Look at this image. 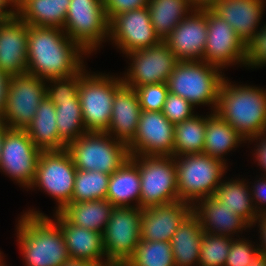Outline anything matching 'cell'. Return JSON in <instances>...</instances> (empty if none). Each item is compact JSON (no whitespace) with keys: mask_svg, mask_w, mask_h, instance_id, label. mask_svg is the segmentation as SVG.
<instances>
[{"mask_svg":"<svg viewBox=\"0 0 266 266\" xmlns=\"http://www.w3.org/2000/svg\"><path fill=\"white\" fill-rule=\"evenodd\" d=\"M62 32L59 28L28 25L26 73L50 80L83 69L79 53L85 51Z\"/></svg>","mask_w":266,"mask_h":266,"instance_id":"1","label":"cell"},{"mask_svg":"<svg viewBox=\"0 0 266 266\" xmlns=\"http://www.w3.org/2000/svg\"><path fill=\"white\" fill-rule=\"evenodd\" d=\"M215 112L245 140L266 134V91L249 86L234 87L224 77Z\"/></svg>","mask_w":266,"mask_h":266,"instance_id":"2","label":"cell"},{"mask_svg":"<svg viewBox=\"0 0 266 266\" xmlns=\"http://www.w3.org/2000/svg\"><path fill=\"white\" fill-rule=\"evenodd\" d=\"M23 216L18 238L27 266L65 264L70 257L60 226L37 211Z\"/></svg>","mask_w":266,"mask_h":266,"instance_id":"3","label":"cell"},{"mask_svg":"<svg viewBox=\"0 0 266 266\" xmlns=\"http://www.w3.org/2000/svg\"><path fill=\"white\" fill-rule=\"evenodd\" d=\"M218 69V66L204 64L203 60L179 61L169 76L168 90L193 106L214 104L216 107L219 88L224 80Z\"/></svg>","mask_w":266,"mask_h":266,"instance_id":"4","label":"cell"},{"mask_svg":"<svg viewBox=\"0 0 266 266\" xmlns=\"http://www.w3.org/2000/svg\"><path fill=\"white\" fill-rule=\"evenodd\" d=\"M107 132H86L66 146L77 170L113 174L128 158V146L111 141ZM108 136V137H107Z\"/></svg>","mask_w":266,"mask_h":266,"instance_id":"5","label":"cell"},{"mask_svg":"<svg viewBox=\"0 0 266 266\" xmlns=\"http://www.w3.org/2000/svg\"><path fill=\"white\" fill-rule=\"evenodd\" d=\"M180 161H175L179 200L189 202L213 196L226 169L224 160L196 153L185 154Z\"/></svg>","mask_w":266,"mask_h":266,"instance_id":"6","label":"cell"},{"mask_svg":"<svg viewBox=\"0 0 266 266\" xmlns=\"http://www.w3.org/2000/svg\"><path fill=\"white\" fill-rule=\"evenodd\" d=\"M141 219L142 208L138 206H114L102 234L107 262L123 266L133 255L141 240Z\"/></svg>","mask_w":266,"mask_h":266,"instance_id":"7","label":"cell"},{"mask_svg":"<svg viewBox=\"0 0 266 266\" xmlns=\"http://www.w3.org/2000/svg\"><path fill=\"white\" fill-rule=\"evenodd\" d=\"M112 79V80H111ZM83 74L78 96L87 132H106L112 116L113 99L123 79Z\"/></svg>","mask_w":266,"mask_h":266,"instance_id":"8","label":"cell"},{"mask_svg":"<svg viewBox=\"0 0 266 266\" xmlns=\"http://www.w3.org/2000/svg\"><path fill=\"white\" fill-rule=\"evenodd\" d=\"M144 157V158H143ZM141 156L140 208L179 201L176 163L173 156Z\"/></svg>","mask_w":266,"mask_h":266,"instance_id":"9","label":"cell"},{"mask_svg":"<svg viewBox=\"0 0 266 266\" xmlns=\"http://www.w3.org/2000/svg\"><path fill=\"white\" fill-rule=\"evenodd\" d=\"M63 27L67 36L86 53L93 51L109 34L103 0H70Z\"/></svg>","mask_w":266,"mask_h":266,"instance_id":"10","label":"cell"},{"mask_svg":"<svg viewBox=\"0 0 266 266\" xmlns=\"http://www.w3.org/2000/svg\"><path fill=\"white\" fill-rule=\"evenodd\" d=\"M77 168L66 149L42 151L38 160L34 185L44 188L59 202L60 212L71 202Z\"/></svg>","mask_w":266,"mask_h":266,"instance_id":"11","label":"cell"},{"mask_svg":"<svg viewBox=\"0 0 266 266\" xmlns=\"http://www.w3.org/2000/svg\"><path fill=\"white\" fill-rule=\"evenodd\" d=\"M44 87L43 80L37 76L29 73L13 75L5 111L0 120L9 123L6 125L11 129H25L35 117L40 102L46 97L47 88Z\"/></svg>","mask_w":266,"mask_h":266,"instance_id":"12","label":"cell"},{"mask_svg":"<svg viewBox=\"0 0 266 266\" xmlns=\"http://www.w3.org/2000/svg\"><path fill=\"white\" fill-rule=\"evenodd\" d=\"M25 129L5 132L0 152V169L24 186H32L41 154Z\"/></svg>","mask_w":266,"mask_h":266,"instance_id":"13","label":"cell"},{"mask_svg":"<svg viewBox=\"0 0 266 266\" xmlns=\"http://www.w3.org/2000/svg\"><path fill=\"white\" fill-rule=\"evenodd\" d=\"M174 127L162 111H141L134 139L127 145L130 156H173ZM140 154V155H139Z\"/></svg>","mask_w":266,"mask_h":266,"instance_id":"14","label":"cell"},{"mask_svg":"<svg viewBox=\"0 0 266 266\" xmlns=\"http://www.w3.org/2000/svg\"><path fill=\"white\" fill-rule=\"evenodd\" d=\"M133 58L132 68L123 83L131 88L142 85L167 83L179 62L164 41L159 44L127 53Z\"/></svg>","mask_w":266,"mask_h":266,"instance_id":"15","label":"cell"},{"mask_svg":"<svg viewBox=\"0 0 266 266\" xmlns=\"http://www.w3.org/2000/svg\"><path fill=\"white\" fill-rule=\"evenodd\" d=\"M203 61L223 67L235 61H246V44L232 26L207 9V38Z\"/></svg>","mask_w":266,"mask_h":266,"instance_id":"16","label":"cell"},{"mask_svg":"<svg viewBox=\"0 0 266 266\" xmlns=\"http://www.w3.org/2000/svg\"><path fill=\"white\" fill-rule=\"evenodd\" d=\"M109 33L126 54L162 41L155 33L147 6L114 15L109 20Z\"/></svg>","mask_w":266,"mask_h":266,"instance_id":"17","label":"cell"},{"mask_svg":"<svg viewBox=\"0 0 266 266\" xmlns=\"http://www.w3.org/2000/svg\"><path fill=\"white\" fill-rule=\"evenodd\" d=\"M207 38V9L194 10L164 40L179 61L203 60ZM196 57V58H195Z\"/></svg>","mask_w":266,"mask_h":266,"instance_id":"18","label":"cell"},{"mask_svg":"<svg viewBox=\"0 0 266 266\" xmlns=\"http://www.w3.org/2000/svg\"><path fill=\"white\" fill-rule=\"evenodd\" d=\"M28 24L17 14L0 21V70L13 75L27 71Z\"/></svg>","mask_w":266,"mask_h":266,"instance_id":"19","label":"cell"},{"mask_svg":"<svg viewBox=\"0 0 266 266\" xmlns=\"http://www.w3.org/2000/svg\"><path fill=\"white\" fill-rule=\"evenodd\" d=\"M186 201L142 209L141 240L170 242L183 220L193 211Z\"/></svg>","mask_w":266,"mask_h":266,"instance_id":"20","label":"cell"},{"mask_svg":"<svg viewBox=\"0 0 266 266\" xmlns=\"http://www.w3.org/2000/svg\"><path fill=\"white\" fill-rule=\"evenodd\" d=\"M139 97L136 89L123 84L116 92L113 105L112 116L107 129V133H116L117 140L128 145L136 133L140 114Z\"/></svg>","mask_w":266,"mask_h":266,"instance_id":"21","label":"cell"},{"mask_svg":"<svg viewBox=\"0 0 266 266\" xmlns=\"http://www.w3.org/2000/svg\"><path fill=\"white\" fill-rule=\"evenodd\" d=\"M263 3V0H219L211 10L229 23L246 44L257 33Z\"/></svg>","mask_w":266,"mask_h":266,"instance_id":"22","label":"cell"},{"mask_svg":"<svg viewBox=\"0 0 266 266\" xmlns=\"http://www.w3.org/2000/svg\"><path fill=\"white\" fill-rule=\"evenodd\" d=\"M70 259L79 261L103 263L104 255L102 233L95 232L69 223L59 212H56Z\"/></svg>","mask_w":266,"mask_h":266,"instance_id":"23","label":"cell"},{"mask_svg":"<svg viewBox=\"0 0 266 266\" xmlns=\"http://www.w3.org/2000/svg\"><path fill=\"white\" fill-rule=\"evenodd\" d=\"M55 104L47 96L40 102L32 122L25 128L30 139L41 151H60L66 144L59 138Z\"/></svg>","mask_w":266,"mask_h":266,"instance_id":"24","label":"cell"},{"mask_svg":"<svg viewBox=\"0 0 266 266\" xmlns=\"http://www.w3.org/2000/svg\"><path fill=\"white\" fill-rule=\"evenodd\" d=\"M204 231L197 216L191 212L170 240L174 266H192L198 262Z\"/></svg>","mask_w":266,"mask_h":266,"instance_id":"25","label":"cell"},{"mask_svg":"<svg viewBox=\"0 0 266 266\" xmlns=\"http://www.w3.org/2000/svg\"><path fill=\"white\" fill-rule=\"evenodd\" d=\"M138 155L130 156L126 162L109 179L106 199L113 206L129 207V201L137 200L140 207V172Z\"/></svg>","mask_w":266,"mask_h":266,"instance_id":"26","label":"cell"},{"mask_svg":"<svg viewBox=\"0 0 266 266\" xmlns=\"http://www.w3.org/2000/svg\"><path fill=\"white\" fill-rule=\"evenodd\" d=\"M113 208L114 206L107 199H97L76 203L70 202L59 213L74 226L103 234Z\"/></svg>","mask_w":266,"mask_h":266,"instance_id":"27","label":"cell"},{"mask_svg":"<svg viewBox=\"0 0 266 266\" xmlns=\"http://www.w3.org/2000/svg\"><path fill=\"white\" fill-rule=\"evenodd\" d=\"M203 199L200 200L202 202L201 208H196L195 206L192 208V212L199 219L204 232L211 233L209 230L214 227L220 233L212 232L211 234L228 236L231 231H239L240 228L248 224L242 217L234 214L232 210L225 207V204L218 201L214 196L204 197Z\"/></svg>","mask_w":266,"mask_h":266,"instance_id":"28","label":"cell"},{"mask_svg":"<svg viewBox=\"0 0 266 266\" xmlns=\"http://www.w3.org/2000/svg\"><path fill=\"white\" fill-rule=\"evenodd\" d=\"M69 4L70 0H26L16 14L28 25L63 29Z\"/></svg>","mask_w":266,"mask_h":266,"instance_id":"29","label":"cell"},{"mask_svg":"<svg viewBox=\"0 0 266 266\" xmlns=\"http://www.w3.org/2000/svg\"><path fill=\"white\" fill-rule=\"evenodd\" d=\"M244 138L216 112L206 118L203 153L221 159V155L235 148Z\"/></svg>","mask_w":266,"mask_h":266,"instance_id":"30","label":"cell"},{"mask_svg":"<svg viewBox=\"0 0 266 266\" xmlns=\"http://www.w3.org/2000/svg\"><path fill=\"white\" fill-rule=\"evenodd\" d=\"M147 7L155 33L164 41L191 6L188 0H149Z\"/></svg>","mask_w":266,"mask_h":266,"instance_id":"31","label":"cell"},{"mask_svg":"<svg viewBox=\"0 0 266 266\" xmlns=\"http://www.w3.org/2000/svg\"><path fill=\"white\" fill-rule=\"evenodd\" d=\"M246 187V184L239 180L225 183L220 182L213 196L225 204V207L232 210L234 214L242 217L248 223V226H251L255 220L257 221L259 214H257L258 210H256V207L253 208L254 206H252L251 201L254 198L249 196L248 188Z\"/></svg>","mask_w":266,"mask_h":266,"instance_id":"32","label":"cell"},{"mask_svg":"<svg viewBox=\"0 0 266 266\" xmlns=\"http://www.w3.org/2000/svg\"><path fill=\"white\" fill-rule=\"evenodd\" d=\"M50 101L55 104V116L59 138L66 145L75 141L87 132L84 128L85 126L79 98Z\"/></svg>","mask_w":266,"mask_h":266,"instance_id":"33","label":"cell"},{"mask_svg":"<svg viewBox=\"0 0 266 266\" xmlns=\"http://www.w3.org/2000/svg\"><path fill=\"white\" fill-rule=\"evenodd\" d=\"M206 118L194 116L175 124L174 157L185 154L203 153Z\"/></svg>","mask_w":266,"mask_h":266,"instance_id":"34","label":"cell"},{"mask_svg":"<svg viewBox=\"0 0 266 266\" xmlns=\"http://www.w3.org/2000/svg\"><path fill=\"white\" fill-rule=\"evenodd\" d=\"M110 176L96 170H77L71 202L106 199Z\"/></svg>","mask_w":266,"mask_h":266,"instance_id":"35","label":"cell"},{"mask_svg":"<svg viewBox=\"0 0 266 266\" xmlns=\"http://www.w3.org/2000/svg\"><path fill=\"white\" fill-rule=\"evenodd\" d=\"M123 266H174L170 242L140 240Z\"/></svg>","mask_w":266,"mask_h":266,"instance_id":"36","label":"cell"},{"mask_svg":"<svg viewBox=\"0 0 266 266\" xmlns=\"http://www.w3.org/2000/svg\"><path fill=\"white\" fill-rule=\"evenodd\" d=\"M232 240L228 236L204 232L202 236L199 266H225Z\"/></svg>","mask_w":266,"mask_h":266,"instance_id":"37","label":"cell"},{"mask_svg":"<svg viewBox=\"0 0 266 266\" xmlns=\"http://www.w3.org/2000/svg\"><path fill=\"white\" fill-rule=\"evenodd\" d=\"M140 108L144 111H162L169 93L167 83L142 85L135 88Z\"/></svg>","mask_w":266,"mask_h":266,"instance_id":"38","label":"cell"},{"mask_svg":"<svg viewBox=\"0 0 266 266\" xmlns=\"http://www.w3.org/2000/svg\"><path fill=\"white\" fill-rule=\"evenodd\" d=\"M82 69L69 77L50 79L55 83L54 88L46 89V96L49 100H65L69 98H79V84L80 78L82 77Z\"/></svg>","mask_w":266,"mask_h":266,"instance_id":"39","label":"cell"},{"mask_svg":"<svg viewBox=\"0 0 266 266\" xmlns=\"http://www.w3.org/2000/svg\"><path fill=\"white\" fill-rule=\"evenodd\" d=\"M192 110L193 105L191 103L184 98L169 92L162 113L172 124L175 125L194 117L195 115H192Z\"/></svg>","mask_w":266,"mask_h":266,"instance_id":"40","label":"cell"},{"mask_svg":"<svg viewBox=\"0 0 266 266\" xmlns=\"http://www.w3.org/2000/svg\"><path fill=\"white\" fill-rule=\"evenodd\" d=\"M258 32L246 43L245 64L253 67L266 63V26Z\"/></svg>","mask_w":266,"mask_h":266,"instance_id":"41","label":"cell"},{"mask_svg":"<svg viewBox=\"0 0 266 266\" xmlns=\"http://www.w3.org/2000/svg\"><path fill=\"white\" fill-rule=\"evenodd\" d=\"M257 253L258 249H253L248 242L233 240L225 266H247Z\"/></svg>","mask_w":266,"mask_h":266,"instance_id":"42","label":"cell"},{"mask_svg":"<svg viewBox=\"0 0 266 266\" xmlns=\"http://www.w3.org/2000/svg\"><path fill=\"white\" fill-rule=\"evenodd\" d=\"M149 0H103L108 20L114 15L136 10L148 5Z\"/></svg>","mask_w":266,"mask_h":266,"instance_id":"43","label":"cell"},{"mask_svg":"<svg viewBox=\"0 0 266 266\" xmlns=\"http://www.w3.org/2000/svg\"><path fill=\"white\" fill-rule=\"evenodd\" d=\"M11 77L10 74L0 70V118L2 117L7 104V95Z\"/></svg>","mask_w":266,"mask_h":266,"instance_id":"44","label":"cell"},{"mask_svg":"<svg viewBox=\"0 0 266 266\" xmlns=\"http://www.w3.org/2000/svg\"><path fill=\"white\" fill-rule=\"evenodd\" d=\"M218 1L219 0H188L189 4L197 10L212 9Z\"/></svg>","mask_w":266,"mask_h":266,"instance_id":"45","label":"cell"},{"mask_svg":"<svg viewBox=\"0 0 266 266\" xmlns=\"http://www.w3.org/2000/svg\"><path fill=\"white\" fill-rule=\"evenodd\" d=\"M253 189H254L253 191H255L254 192L255 199L256 200L258 199L259 202L265 203L266 202V181L264 180L258 183L257 187ZM263 214H266V211L265 212L263 211Z\"/></svg>","mask_w":266,"mask_h":266,"instance_id":"46","label":"cell"},{"mask_svg":"<svg viewBox=\"0 0 266 266\" xmlns=\"http://www.w3.org/2000/svg\"><path fill=\"white\" fill-rule=\"evenodd\" d=\"M104 263L98 264L95 262H87V261L69 259L65 264H62L61 266H115V265L110 264L109 262H104Z\"/></svg>","mask_w":266,"mask_h":266,"instance_id":"47","label":"cell"},{"mask_svg":"<svg viewBox=\"0 0 266 266\" xmlns=\"http://www.w3.org/2000/svg\"><path fill=\"white\" fill-rule=\"evenodd\" d=\"M266 138V137H265ZM257 160H259L260 165H262L263 168H265L266 171V139L261 141L259 148H257Z\"/></svg>","mask_w":266,"mask_h":266,"instance_id":"48","label":"cell"},{"mask_svg":"<svg viewBox=\"0 0 266 266\" xmlns=\"http://www.w3.org/2000/svg\"><path fill=\"white\" fill-rule=\"evenodd\" d=\"M261 216V217H260ZM258 217H260L259 219H261V221H259V222H262L261 223V234H262V238H263V240H262V242H263V245L264 246H262L263 247V249H260V248H258V252H261L263 255H265L266 256V214H259L258 215Z\"/></svg>","mask_w":266,"mask_h":266,"instance_id":"49","label":"cell"},{"mask_svg":"<svg viewBox=\"0 0 266 266\" xmlns=\"http://www.w3.org/2000/svg\"><path fill=\"white\" fill-rule=\"evenodd\" d=\"M9 3L12 4L13 3L12 0H0V21L8 19L16 14L14 10L13 11L3 10L5 6H7Z\"/></svg>","mask_w":266,"mask_h":266,"instance_id":"50","label":"cell"},{"mask_svg":"<svg viewBox=\"0 0 266 266\" xmlns=\"http://www.w3.org/2000/svg\"><path fill=\"white\" fill-rule=\"evenodd\" d=\"M247 266H266V256L258 252Z\"/></svg>","mask_w":266,"mask_h":266,"instance_id":"51","label":"cell"},{"mask_svg":"<svg viewBox=\"0 0 266 266\" xmlns=\"http://www.w3.org/2000/svg\"><path fill=\"white\" fill-rule=\"evenodd\" d=\"M9 129V127L0 120V152L2 149V143H3V139L5 137V132Z\"/></svg>","mask_w":266,"mask_h":266,"instance_id":"52","label":"cell"},{"mask_svg":"<svg viewBox=\"0 0 266 266\" xmlns=\"http://www.w3.org/2000/svg\"><path fill=\"white\" fill-rule=\"evenodd\" d=\"M26 0H12L14 6L18 9Z\"/></svg>","mask_w":266,"mask_h":266,"instance_id":"53","label":"cell"}]
</instances>
